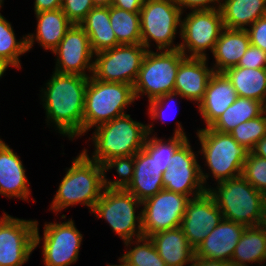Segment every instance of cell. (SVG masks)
I'll return each mask as SVG.
<instances>
[{
    "mask_svg": "<svg viewBox=\"0 0 266 266\" xmlns=\"http://www.w3.org/2000/svg\"><path fill=\"white\" fill-rule=\"evenodd\" d=\"M191 198L187 195L163 189L142 202V232L149 237L159 231L180 227L186 206Z\"/></svg>",
    "mask_w": 266,
    "mask_h": 266,
    "instance_id": "obj_14",
    "label": "cell"
},
{
    "mask_svg": "<svg viewBox=\"0 0 266 266\" xmlns=\"http://www.w3.org/2000/svg\"><path fill=\"white\" fill-rule=\"evenodd\" d=\"M27 51L26 35L21 40H16L11 23L0 13V58L20 70L19 56Z\"/></svg>",
    "mask_w": 266,
    "mask_h": 266,
    "instance_id": "obj_33",
    "label": "cell"
},
{
    "mask_svg": "<svg viewBox=\"0 0 266 266\" xmlns=\"http://www.w3.org/2000/svg\"><path fill=\"white\" fill-rule=\"evenodd\" d=\"M198 140L206 166L211 170L215 181L221 182L242 175L248 151L230 135L209 127L198 129Z\"/></svg>",
    "mask_w": 266,
    "mask_h": 266,
    "instance_id": "obj_7",
    "label": "cell"
},
{
    "mask_svg": "<svg viewBox=\"0 0 266 266\" xmlns=\"http://www.w3.org/2000/svg\"><path fill=\"white\" fill-rule=\"evenodd\" d=\"M43 236L45 266H69L78 260L83 235L72 219L62 223L46 222Z\"/></svg>",
    "mask_w": 266,
    "mask_h": 266,
    "instance_id": "obj_15",
    "label": "cell"
},
{
    "mask_svg": "<svg viewBox=\"0 0 266 266\" xmlns=\"http://www.w3.org/2000/svg\"><path fill=\"white\" fill-rule=\"evenodd\" d=\"M52 52L57 55L56 72L85 77L92 75L94 53L89 37L80 25L73 24ZM86 70L91 75L86 74Z\"/></svg>",
    "mask_w": 266,
    "mask_h": 266,
    "instance_id": "obj_16",
    "label": "cell"
},
{
    "mask_svg": "<svg viewBox=\"0 0 266 266\" xmlns=\"http://www.w3.org/2000/svg\"><path fill=\"white\" fill-rule=\"evenodd\" d=\"M246 226L222 219L195 249V256L211 260L231 261L235 247Z\"/></svg>",
    "mask_w": 266,
    "mask_h": 266,
    "instance_id": "obj_18",
    "label": "cell"
},
{
    "mask_svg": "<svg viewBox=\"0 0 266 266\" xmlns=\"http://www.w3.org/2000/svg\"><path fill=\"white\" fill-rule=\"evenodd\" d=\"M266 260V224L246 227L235 247L231 262L235 266H249Z\"/></svg>",
    "mask_w": 266,
    "mask_h": 266,
    "instance_id": "obj_29",
    "label": "cell"
},
{
    "mask_svg": "<svg viewBox=\"0 0 266 266\" xmlns=\"http://www.w3.org/2000/svg\"><path fill=\"white\" fill-rule=\"evenodd\" d=\"M87 152V149H83L67 168L52 200L50 210L53 212H61L78 203L92 211L100 199L104 190L103 166L91 160Z\"/></svg>",
    "mask_w": 266,
    "mask_h": 266,
    "instance_id": "obj_2",
    "label": "cell"
},
{
    "mask_svg": "<svg viewBox=\"0 0 266 266\" xmlns=\"http://www.w3.org/2000/svg\"><path fill=\"white\" fill-rule=\"evenodd\" d=\"M250 37L247 30L224 28L213 49L215 58V73H223L227 69L237 66L248 46Z\"/></svg>",
    "mask_w": 266,
    "mask_h": 266,
    "instance_id": "obj_25",
    "label": "cell"
},
{
    "mask_svg": "<svg viewBox=\"0 0 266 266\" xmlns=\"http://www.w3.org/2000/svg\"><path fill=\"white\" fill-rule=\"evenodd\" d=\"M192 266H235L231 261L211 260L193 256Z\"/></svg>",
    "mask_w": 266,
    "mask_h": 266,
    "instance_id": "obj_45",
    "label": "cell"
},
{
    "mask_svg": "<svg viewBox=\"0 0 266 266\" xmlns=\"http://www.w3.org/2000/svg\"><path fill=\"white\" fill-rule=\"evenodd\" d=\"M220 12L224 28L247 30L257 19L266 16V0H223Z\"/></svg>",
    "mask_w": 266,
    "mask_h": 266,
    "instance_id": "obj_27",
    "label": "cell"
},
{
    "mask_svg": "<svg viewBox=\"0 0 266 266\" xmlns=\"http://www.w3.org/2000/svg\"><path fill=\"white\" fill-rule=\"evenodd\" d=\"M176 96L183 98L180 94H178L176 92H172V93L164 94V95H162L156 99L150 100L149 101L148 114H150L149 116L151 117V119H153V120L161 119V121H163L165 118V115H166L165 114V108H167L166 105L171 101L174 102L173 100H174V98H176ZM163 110H164V112H163ZM163 122H165V120Z\"/></svg>",
    "mask_w": 266,
    "mask_h": 266,
    "instance_id": "obj_40",
    "label": "cell"
},
{
    "mask_svg": "<svg viewBox=\"0 0 266 266\" xmlns=\"http://www.w3.org/2000/svg\"><path fill=\"white\" fill-rule=\"evenodd\" d=\"M185 58L179 49L160 50L158 53L148 50L133 86L135 98L147 95L150 101L174 92L179 64Z\"/></svg>",
    "mask_w": 266,
    "mask_h": 266,
    "instance_id": "obj_8",
    "label": "cell"
},
{
    "mask_svg": "<svg viewBox=\"0 0 266 266\" xmlns=\"http://www.w3.org/2000/svg\"><path fill=\"white\" fill-rule=\"evenodd\" d=\"M242 176L266 196V158L247 153Z\"/></svg>",
    "mask_w": 266,
    "mask_h": 266,
    "instance_id": "obj_37",
    "label": "cell"
},
{
    "mask_svg": "<svg viewBox=\"0 0 266 266\" xmlns=\"http://www.w3.org/2000/svg\"><path fill=\"white\" fill-rule=\"evenodd\" d=\"M176 127L174 136L168 138L167 142L156 137V134H148L143 145V149L155 159L163 173L171 165L173 155L189 140L180 122H176Z\"/></svg>",
    "mask_w": 266,
    "mask_h": 266,
    "instance_id": "obj_31",
    "label": "cell"
},
{
    "mask_svg": "<svg viewBox=\"0 0 266 266\" xmlns=\"http://www.w3.org/2000/svg\"><path fill=\"white\" fill-rule=\"evenodd\" d=\"M3 4V0H0V8L2 7Z\"/></svg>",
    "mask_w": 266,
    "mask_h": 266,
    "instance_id": "obj_50",
    "label": "cell"
},
{
    "mask_svg": "<svg viewBox=\"0 0 266 266\" xmlns=\"http://www.w3.org/2000/svg\"><path fill=\"white\" fill-rule=\"evenodd\" d=\"M250 44L266 52V16L257 19L250 28H247Z\"/></svg>",
    "mask_w": 266,
    "mask_h": 266,
    "instance_id": "obj_41",
    "label": "cell"
},
{
    "mask_svg": "<svg viewBox=\"0 0 266 266\" xmlns=\"http://www.w3.org/2000/svg\"><path fill=\"white\" fill-rule=\"evenodd\" d=\"M186 15L179 29L184 41L180 43L179 50L185 57L208 58L206 49L213 52L224 29L220 9L191 11Z\"/></svg>",
    "mask_w": 266,
    "mask_h": 266,
    "instance_id": "obj_12",
    "label": "cell"
},
{
    "mask_svg": "<svg viewBox=\"0 0 266 266\" xmlns=\"http://www.w3.org/2000/svg\"><path fill=\"white\" fill-rule=\"evenodd\" d=\"M147 51L142 44H119L98 52L94 54L92 76L99 81L134 86Z\"/></svg>",
    "mask_w": 266,
    "mask_h": 266,
    "instance_id": "obj_10",
    "label": "cell"
},
{
    "mask_svg": "<svg viewBox=\"0 0 266 266\" xmlns=\"http://www.w3.org/2000/svg\"><path fill=\"white\" fill-rule=\"evenodd\" d=\"M38 221L0 217V266H22L40 245Z\"/></svg>",
    "mask_w": 266,
    "mask_h": 266,
    "instance_id": "obj_11",
    "label": "cell"
},
{
    "mask_svg": "<svg viewBox=\"0 0 266 266\" xmlns=\"http://www.w3.org/2000/svg\"><path fill=\"white\" fill-rule=\"evenodd\" d=\"M222 219L221 210L206 191L189 200L180 228L187 237L189 245L195 250Z\"/></svg>",
    "mask_w": 266,
    "mask_h": 266,
    "instance_id": "obj_17",
    "label": "cell"
},
{
    "mask_svg": "<svg viewBox=\"0 0 266 266\" xmlns=\"http://www.w3.org/2000/svg\"><path fill=\"white\" fill-rule=\"evenodd\" d=\"M182 14L175 0H145L140 10L141 44L149 50L152 40L159 51L178 50L180 44L173 40Z\"/></svg>",
    "mask_w": 266,
    "mask_h": 266,
    "instance_id": "obj_9",
    "label": "cell"
},
{
    "mask_svg": "<svg viewBox=\"0 0 266 266\" xmlns=\"http://www.w3.org/2000/svg\"><path fill=\"white\" fill-rule=\"evenodd\" d=\"M41 96L47 124L53 122L58 133L69 140L83 135V110L89 77L53 71Z\"/></svg>",
    "mask_w": 266,
    "mask_h": 266,
    "instance_id": "obj_1",
    "label": "cell"
},
{
    "mask_svg": "<svg viewBox=\"0 0 266 266\" xmlns=\"http://www.w3.org/2000/svg\"><path fill=\"white\" fill-rule=\"evenodd\" d=\"M20 157L3 141L0 143V195L28 200L30 190Z\"/></svg>",
    "mask_w": 266,
    "mask_h": 266,
    "instance_id": "obj_21",
    "label": "cell"
},
{
    "mask_svg": "<svg viewBox=\"0 0 266 266\" xmlns=\"http://www.w3.org/2000/svg\"><path fill=\"white\" fill-rule=\"evenodd\" d=\"M62 7V0H35L34 12L53 11Z\"/></svg>",
    "mask_w": 266,
    "mask_h": 266,
    "instance_id": "obj_44",
    "label": "cell"
},
{
    "mask_svg": "<svg viewBox=\"0 0 266 266\" xmlns=\"http://www.w3.org/2000/svg\"><path fill=\"white\" fill-rule=\"evenodd\" d=\"M250 152L256 156L266 158V135L254 145Z\"/></svg>",
    "mask_w": 266,
    "mask_h": 266,
    "instance_id": "obj_46",
    "label": "cell"
},
{
    "mask_svg": "<svg viewBox=\"0 0 266 266\" xmlns=\"http://www.w3.org/2000/svg\"><path fill=\"white\" fill-rule=\"evenodd\" d=\"M237 66L252 69L266 68V52L250 44Z\"/></svg>",
    "mask_w": 266,
    "mask_h": 266,
    "instance_id": "obj_39",
    "label": "cell"
},
{
    "mask_svg": "<svg viewBox=\"0 0 266 266\" xmlns=\"http://www.w3.org/2000/svg\"><path fill=\"white\" fill-rule=\"evenodd\" d=\"M96 5L93 0H62V12L73 24H80Z\"/></svg>",
    "mask_w": 266,
    "mask_h": 266,
    "instance_id": "obj_38",
    "label": "cell"
},
{
    "mask_svg": "<svg viewBox=\"0 0 266 266\" xmlns=\"http://www.w3.org/2000/svg\"><path fill=\"white\" fill-rule=\"evenodd\" d=\"M265 110L266 106L262 102L238 96L209 128L221 133H229L239 124L260 116Z\"/></svg>",
    "mask_w": 266,
    "mask_h": 266,
    "instance_id": "obj_30",
    "label": "cell"
},
{
    "mask_svg": "<svg viewBox=\"0 0 266 266\" xmlns=\"http://www.w3.org/2000/svg\"><path fill=\"white\" fill-rule=\"evenodd\" d=\"M149 238L167 266H185L188 263L192 266L195 250L180 227L159 231Z\"/></svg>",
    "mask_w": 266,
    "mask_h": 266,
    "instance_id": "obj_24",
    "label": "cell"
},
{
    "mask_svg": "<svg viewBox=\"0 0 266 266\" xmlns=\"http://www.w3.org/2000/svg\"><path fill=\"white\" fill-rule=\"evenodd\" d=\"M95 5L99 6H111L113 0H93Z\"/></svg>",
    "mask_w": 266,
    "mask_h": 266,
    "instance_id": "obj_47",
    "label": "cell"
},
{
    "mask_svg": "<svg viewBox=\"0 0 266 266\" xmlns=\"http://www.w3.org/2000/svg\"><path fill=\"white\" fill-rule=\"evenodd\" d=\"M10 65L0 58V78Z\"/></svg>",
    "mask_w": 266,
    "mask_h": 266,
    "instance_id": "obj_48",
    "label": "cell"
},
{
    "mask_svg": "<svg viewBox=\"0 0 266 266\" xmlns=\"http://www.w3.org/2000/svg\"><path fill=\"white\" fill-rule=\"evenodd\" d=\"M94 131L91 139L95 151L89 158L103 165L111 158L132 156L143 149L147 135L153 131V123L145 125L124 114L97 126Z\"/></svg>",
    "mask_w": 266,
    "mask_h": 266,
    "instance_id": "obj_4",
    "label": "cell"
},
{
    "mask_svg": "<svg viewBox=\"0 0 266 266\" xmlns=\"http://www.w3.org/2000/svg\"><path fill=\"white\" fill-rule=\"evenodd\" d=\"M175 1L176 4L179 6L181 12L183 13L184 7L190 8L191 11L220 9L222 5L221 2L223 0H175ZM213 3L218 6H215ZM210 4L213 5L211 6Z\"/></svg>",
    "mask_w": 266,
    "mask_h": 266,
    "instance_id": "obj_42",
    "label": "cell"
},
{
    "mask_svg": "<svg viewBox=\"0 0 266 266\" xmlns=\"http://www.w3.org/2000/svg\"><path fill=\"white\" fill-rule=\"evenodd\" d=\"M79 25L88 35L94 54L120 44L111 27L109 6L96 5Z\"/></svg>",
    "mask_w": 266,
    "mask_h": 266,
    "instance_id": "obj_26",
    "label": "cell"
},
{
    "mask_svg": "<svg viewBox=\"0 0 266 266\" xmlns=\"http://www.w3.org/2000/svg\"><path fill=\"white\" fill-rule=\"evenodd\" d=\"M222 212L223 219L255 227L266 224V199L242 175L208 188Z\"/></svg>",
    "mask_w": 266,
    "mask_h": 266,
    "instance_id": "obj_3",
    "label": "cell"
},
{
    "mask_svg": "<svg viewBox=\"0 0 266 266\" xmlns=\"http://www.w3.org/2000/svg\"><path fill=\"white\" fill-rule=\"evenodd\" d=\"M229 133L238 144L250 152L254 145L266 135V110L260 116L239 124Z\"/></svg>",
    "mask_w": 266,
    "mask_h": 266,
    "instance_id": "obj_35",
    "label": "cell"
},
{
    "mask_svg": "<svg viewBox=\"0 0 266 266\" xmlns=\"http://www.w3.org/2000/svg\"><path fill=\"white\" fill-rule=\"evenodd\" d=\"M239 97L252 98L266 106V68L234 66L223 72Z\"/></svg>",
    "mask_w": 266,
    "mask_h": 266,
    "instance_id": "obj_28",
    "label": "cell"
},
{
    "mask_svg": "<svg viewBox=\"0 0 266 266\" xmlns=\"http://www.w3.org/2000/svg\"><path fill=\"white\" fill-rule=\"evenodd\" d=\"M118 260L120 261L119 265H117V264L116 265H111V264L109 265L108 264L107 266H128L127 263L121 257Z\"/></svg>",
    "mask_w": 266,
    "mask_h": 266,
    "instance_id": "obj_49",
    "label": "cell"
},
{
    "mask_svg": "<svg viewBox=\"0 0 266 266\" xmlns=\"http://www.w3.org/2000/svg\"><path fill=\"white\" fill-rule=\"evenodd\" d=\"M207 61V58L186 57L179 64L174 92L199 104L204 98L209 79L214 74Z\"/></svg>",
    "mask_w": 266,
    "mask_h": 266,
    "instance_id": "obj_19",
    "label": "cell"
},
{
    "mask_svg": "<svg viewBox=\"0 0 266 266\" xmlns=\"http://www.w3.org/2000/svg\"><path fill=\"white\" fill-rule=\"evenodd\" d=\"M162 174L155 159L141 149L134 155L133 178L126 190L143 202L164 189Z\"/></svg>",
    "mask_w": 266,
    "mask_h": 266,
    "instance_id": "obj_22",
    "label": "cell"
},
{
    "mask_svg": "<svg viewBox=\"0 0 266 266\" xmlns=\"http://www.w3.org/2000/svg\"><path fill=\"white\" fill-rule=\"evenodd\" d=\"M237 98V92L228 77L224 73L214 72L209 79L204 98L198 104L206 128L210 127Z\"/></svg>",
    "mask_w": 266,
    "mask_h": 266,
    "instance_id": "obj_20",
    "label": "cell"
},
{
    "mask_svg": "<svg viewBox=\"0 0 266 266\" xmlns=\"http://www.w3.org/2000/svg\"><path fill=\"white\" fill-rule=\"evenodd\" d=\"M135 99L132 85L99 81L91 75L85 92L83 134L126 114L125 108Z\"/></svg>",
    "mask_w": 266,
    "mask_h": 266,
    "instance_id": "obj_5",
    "label": "cell"
},
{
    "mask_svg": "<svg viewBox=\"0 0 266 266\" xmlns=\"http://www.w3.org/2000/svg\"><path fill=\"white\" fill-rule=\"evenodd\" d=\"M196 158L188 140L173 155L171 165L162 174L164 189L187 195L190 198L205 193L208 189L206 182L210 175L203 173Z\"/></svg>",
    "mask_w": 266,
    "mask_h": 266,
    "instance_id": "obj_13",
    "label": "cell"
},
{
    "mask_svg": "<svg viewBox=\"0 0 266 266\" xmlns=\"http://www.w3.org/2000/svg\"><path fill=\"white\" fill-rule=\"evenodd\" d=\"M109 18L120 44H141L140 12L109 6Z\"/></svg>",
    "mask_w": 266,
    "mask_h": 266,
    "instance_id": "obj_32",
    "label": "cell"
},
{
    "mask_svg": "<svg viewBox=\"0 0 266 266\" xmlns=\"http://www.w3.org/2000/svg\"><path fill=\"white\" fill-rule=\"evenodd\" d=\"M136 242L135 247L121 257L128 266H167L149 237H140Z\"/></svg>",
    "mask_w": 266,
    "mask_h": 266,
    "instance_id": "obj_34",
    "label": "cell"
},
{
    "mask_svg": "<svg viewBox=\"0 0 266 266\" xmlns=\"http://www.w3.org/2000/svg\"><path fill=\"white\" fill-rule=\"evenodd\" d=\"M145 0H113L111 6L126 10L128 12H140Z\"/></svg>",
    "mask_w": 266,
    "mask_h": 266,
    "instance_id": "obj_43",
    "label": "cell"
},
{
    "mask_svg": "<svg viewBox=\"0 0 266 266\" xmlns=\"http://www.w3.org/2000/svg\"><path fill=\"white\" fill-rule=\"evenodd\" d=\"M142 202L126 189L104 188L100 199L92 212L98 218L105 219L111 229L123 240L126 247L143 237L142 211L136 216V208ZM137 222V223H136ZM137 232V233H136Z\"/></svg>",
    "mask_w": 266,
    "mask_h": 266,
    "instance_id": "obj_6",
    "label": "cell"
},
{
    "mask_svg": "<svg viewBox=\"0 0 266 266\" xmlns=\"http://www.w3.org/2000/svg\"><path fill=\"white\" fill-rule=\"evenodd\" d=\"M104 188L107 189H126L132 181L134 173V155L125 157H114L107 160L103 165ZM116 168L119 179L108 181L106 172Z\"/></svg>",
    "mask_w": 266,
    "mask_h": 266,
    "instance_id": "obj_36",
    "label": "cell"
},
{
    "mask_svg": "<svg viewBox=\"0 0 266 266\" xmlns=\"http://www.w3.org/2000/svg\"><path fill=\"white\" fill-rule=\"evenodd\" d=\"M37 20L36 34L26 35L27 50L29 51L35 40L44 49L53 51L73 23L62 12L61 8L53 11L35 13Z\"/></svg>",
    "mask_w": 266,
    "mask_h": 266,
    "instance_id": "obj_23",
    "label": "cell"
}]
</instances>
